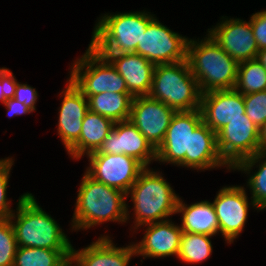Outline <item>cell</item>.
<instances>
[{
    "instance_id": "obj_11",
    "label": "cell",
    "mask_w": 266,
    "mask_h": 266,
    "mask_svg": "<svg viewBox=\"0 0 266 266\" xmlns=\"http://www.w3.org/2000/svg\"><path fill=\"white\" fill-rule=\"evenodd\" d=\"M88 157L90 167L86 173L90 177L127 195L145 168L137 159L125 154L90 153Z\"/></svg>"
},
{
    "instance_id": "obj_29",
    "label": "cell",
    "mask_w": 266,
    "mask_h": 266,
    "mask_svg": "<svg viewBox=\"0 0 266 266\" xmlns=\"http://www.w3.org/2000/svg\"><path fill=\"white\" fill-rule=\"evenodd\" d=\"M248 185L252 189V205L259 210L266 208V160L259 165V170L250 177Z\"/></svg>"
},
{
    "instance_id": "obj_9",
    "label": "cell",
    "mask_w": 266,
    "mask_h": 266,
    "mask_svg": "<svg viewBox=\"0 0 266 266\" xmlns=\"http://www.w3.org/2000/svg\"><path fill=\"white\" fill-rule=\"evenodd\" d=\"M218 151L229 168L260 150L259 128L247 117L235 118L217 133Z\"/></svg>"
},
{
    "instance_id": "obj_24",
    "label": "cell",
    "mask_w": 266,
    "mask_h": 266,
    "mask_svg": "<svg viewBox=\"0 0 266 266\" xmlns=\"http://www.w3.org/2000/svg\"><path fill=\"white\" fill-rule=\"evenodd\" d=\"M72 250L18 247L13 266H70Z\"/></svg>"
},
{
    "instance_id": "obj_17",
    "label": "cell",
    "mask_w": 266,
    "mask_h": 266,
    "mask_svg": "<svg viewBox=\"0 0 266 266\" xmlns=\"http://www.w3.org/2000/svg\"><path fill=\"white\" fill-rule=\"evenodd\" d=\"M124 78L133 97L148 96L152 86L155 64L137 53L101 54Z\"/></svg>"
},
{
    "instance_id": "obj_14",
    "label": "cell",
    "mask_w": 266,
    "mask_h": 266,
    "mask_svg": "<svg viewBox=\"0 0 266 266\" xmlns=\"http://www.w3.org/2000/svg\"><path fill=\"white\" fill-rule=\"evenodd\" d=\"M202 121L218 132L235 118H245L243 94L235 89L216 90L201 94Z\"/></svg>"
},
{
    "instance_id": "obj_18",
    "label": "cell",
    "mask_w": 266,
    "mask_h": 266,
    "mask_svg": "<svg viewBox=\"0 0 266 266\" xmlns=\"http://www.w3.org/2000/svg\"><path fill=\"white\" fill-rule=\"evenodd\" d=\"M59 111L58 133L68 150L80 137L88 100L69 79Z\"/></svg>"
},
{
    "instance_id": "obj_36",
    "label": "cell",
    "mask_w": 266,
    "mask_h": 266,
    "mask_svg": "<svg viewBox=\"0 0 266 266\" xmlns=\"http://www.w3.org/2000/svg\"><path fill=\"white\" fill-rule=\"evenodd\" d=\"M256 60L259 61L266 69V48L260 49L257 52Z\"/></svg>"
},
{
    "instance_id": "obj_26",
    "label": "cell",
    "mask_w": 266,
    "mask_h": 266,
    "mask_svg": "<svg viewBox=\"0 0 266 266\" xmlns=\"http://www.w3.org/2000/svg\"><path fill=\"white\" fill-rule=\"evenodd\" d=\"M210 235L183 232L177 257L187 263L206 260L212 252Z\"/></svg>"
},
{
    "instance_id": "obj_32",
    "label": "cell",
    "mask_w": 266,
    "mask_h": 266,
    "mask_svg": "<svg viewBox=\"0 0 266 266\" xmlns=\"http://www.w3.org/2000/svg\"><path fill=\"white\" fill-rule=\"evenodd\" d=\"M259 142L261 151H259L256 155L252 157L240 161L233 169H240L245 172L250 171L251 167H253L256 162L266 157V121L259 128Z\"/></svg>"
},
{
    "instance_id": "obj_19",
    "label": "cell",
    "mask_w": 266,
    "mask_h": 266,
    "mask_svg": "<svg viewBox=\"0 0 266 266\" xmlns=\"http://www.w3.org/2000/svg\"><path fill=\"white\" fill-rule=\"evenodd\" d=\"M139 244L133 245L137 255L146 257H166L178 255L182 229L169 220L150 223Z\"/></svg>"
},
{
    "instance_id": "obj_3",
    "label": "cell",
    "mask_w": 266,
    "mask_h": 266,
    "mask_svg": "<svg viewBox=\"0 0 266 266\" xmlns=\"http://www.w3.org/2000/svg\"><path fill=\"white\" fill-rule=\"evenodd\" d=\"M80 185L72 221L75 229L90 228L105 221L126 222L127 194L94 180L87 173Z\"/></svg>"
},
{
    "instance_id": "obj_34",
    "label": "cell",
    "mask_w": 266,
    "mask_h": 266,
    "mask_svg": "<svg viewBox=\"0 0 266 266\" xmlns=\"http://www.w3.org/2000/svg\"><path fill=\"white\" fill-rule=\"evenodd\" d=\"M37 91L27 84L17 83L15 88L14 99L23 103L32 112L35 110V103L37 100Z\"/></svg>"
},
{
    "instance_id": "obj_6",
    "label": "cell",
    "mask_w": 266,
    "mask_h": 266,
    "mask_svg": "<svg viewBox=\"0 0 266 266\" xmlns=\"http://www.w3.org/2000/svg\"><path fill=\"white\" fill-rule=\"evenodd\" d=\"M153 18L145 12L105 15L94 28L89 46L99 54L133 53Z\"/></svg>"
},
{
    "instance_id": "obj_15",
    "label": "cell",
    "mask_w": 266,
    "mask_h": 266,
    "mask_svg": "<svg viewBox=\"0 0 266 266\" xmlns=\"http://www.w3.org/2000/svg\"><path fill=\"white\" fill-rule=\"evenodd\" d=\"M221 231L228 243L239 235L245 225L248 214V201L244 187H224L212 203Z\"/></svg>"
},
{
    "instance_id": "obj_13",
    "label": "cell",
    "mask_w": 266,
    "mask_h": 266,
    "mask_svg": "<svg viewBox=\"0 0 266 266\" xmlns=\"http://www.w3.org/2000/svg\"><path fill=\"white\" fill-rule=\"evenodd\" d=\"M92 153L125 154L137 159L144 167L156 160V150L129 120L115 122L99 149Z\"/></svg>"
},
{
    "instance_id": "obj_10",
    "label": "cell",
    "mask_w": 266,
    "mask_h": 266,
    "mask_svg": "<svg viewBox=\"0 0 266 266\" xmlns=\"http://www.w3.org/2000/svg\"><path fill=\"white\" fill-rule=\"evenodd\" d=\"M188 41L153 18L134 53L155 65L176 63L187 60Z\"/></svg>"
},
{
    "instance_id": "obj_27",
    "label": "cell",
    "mask_w": 266,
    "mask_h": 266,
    "mask_svg": "<svg viewBox=\"0 0 266 266\" xmlns=\"http://www.w3.org/2000/svg\"><path fill=\"white\" fill-rule=\"evenodd\" d=\"M13 213L10 218L0 220V266H13L18 249L14 228L12 226Z\"/></svg>"
},
{
    "instance_id": "obj_12",
    "label": "cell",
    "mask_w": 266,
    "mask_h": 266,
    "mask_svg": "<svg viewBox=\"0 0 266 266\" xmlns=\"http://www.w3.org/2000/svg\"><path fill=\"white\" fill-rule=\"evenodd\" d=\"M175 110L149 96L134 97L131 103V121L151 146L157 150L163 143Z\"/></svg>"
},
{
    "instance_id": "obj_16",
    "label": "cell",
    "mask_w": 266,
    "mask_h": 266,
    "mask_svg": "<svg viewBox=\"0 0 266 266\" xmlns=\"http://www.w3.org/2000/svg\"><path fill=\"white\" fill-rule=\"evenodd\" d=\"M208 32L212 39L238 63L256 59L259 49L250 21L226 20Z\"/></svg>"
},
{
    "instance_id": "obj_28",
    "label": "cell",
    "mask_w": 266,
    "mask_h": 266,
    "mask_svg": "<svg viewBox=\"0 0 266 266\" xmlns=\"http://www.w3.org/2000/svg\"><path fill=\"white\" fill-rule=\"evenodd\" d=\"M243 97L245 114L260 128L266 121V91L245 94Z\"/></svg>"
},
{
    "instance_id": "obj_31",
    "label": "cell",
    "mask_w": 266,
    "mask_h": 266,
    "mask_svg": "<svg viewBox=\"0 0 266 266\" xmlns=\"http://www.w3.org/2000/svg\"><path fill=\"white\" fill-rule=\"evenodd\" d=\"M250 24L258 49L266 48V11L253 14Z\"/></svg>"
},
{
    "instance_id": "obj_2",
    "label": "cell",
    "mask_w": 266,
    "mask_h": 266,
    "mask_svg": "<svg viewBox=\"0 0 266 266\" xmlns=\"http://www.w3.org/2000/svg\"><path fill=\"white\" fill-rule=\"evenodd\" d=\"M187 62L201 93L234 89L239 63L209 34L203 42L188 41Z\"/></svg>"
},
{
    "instance_id": "obj_4",
    "label": "cell",
    "mask_w": 266,
    "mask_h": 266,
    "mask_svg": "<svg viewBox=\"0 0 266 266\" xmlns=\"http://www.w3.org/2000/svg\"><path fill=\"white\" fill-rule=\"evenodd\" d=\"M18 247L72 250L56 221L40 208L32 194L21 196L17 221L12 222Z\"/></svg>"
},
{
    "instance_id": "obj_8",
    "label": "cell",
    "mask_w": 266,
    "mask_h": 266,
    "mask_svg": "<svg viewBox=\"0 0 266 266\" xmlns=\"http://www.w3.org/2000/svg\"><path fill=\"white\" fill-rule=\"evenodd\" d=\"M84 68L86 70L82 72ZM70 80L86 98L104 92L129 93L124 78L91 46L74 64Z\"/></svg>"
},
{
    "instance_id": "obj_7",
    "label": "cell",
    "mask_w": 266,
    "mask_h": 266,
    "mask_svg": "<svg viewBox=\"0 0 266 266\" xmlns=\"http://www.w3.org/2000/svg\"><path fill=\"white\" fill-rule=\"evenodd\" d=\"M135 208L136 226L165 221L177 213L179 197L164 178L145 167L130 190Z\"/></svg>"
},
{
    "instance_id": "obj_35",
    "label": "cell",
    "mask_w": 266,
    "mask_h": 266,
    "mask_svg": "<svg viewBox=\"0 0 266 266\" xmlns=\"http://www.w3.org/2000/svg\"><path fill=\"white\" fill-rule=\"evenodd\" d=\"M5 106L8 109V115L12 114V116L31 113L32 111L27 108L23 103H20L14 98L7 99L5 102ZM10 117V116H9Z\"/></svg>"
},
{
    "instance_id": "obj_30",
    "label": "cell",
    "mask_w": 266,
    "mask_h": 266,
    "mask_svg": "<svg viewBox=\"0 0 266 266\" xmlns=\"http://www.w3.org/2000/svg\"><path fill=\"white\" fill-rule=\"evenodd\" d=\"M13 161L11 159L0 160V220L11 217L9 202L6 198V189L8 184L9 172Z\"/></svg>"
},
{
    "instance_id": "obj_25",
    "label": "cell",
    "mask_w": 266,
    "mask_h": 266,
    "mask_svg": "<svg viewBox=\"0 0 266 266\" xmlns=\"http://www.w3.org/2000/svg\"><path fill=\"white\" fill-rule=\"evenodd\" d=\"M234 89L243 95L266 91V69L256 59L239 62Z\"/></svg>"
},
{
    "instance_id": "obj_23",
    "label": "cell",
    "mask_w": 266,
    "mask_h": 266,
    "mask_svg": "<svg viewBox=\"0 0 266 266\" xmlns=\"http://www.w3.org/2000/svg\"><path fill=\"white\" fill-rule=\"evenodd\" d=\"M133 96L130 93H98L87 98L88 108L114 122L129 120Z\"/></svg>"
},
{
    "instance_id": "obj_33",
    "label": "cell",
    "mask_w": 266,
    "mask_h": 266,
    "mask_svg": "<svg viewBox=\"0 0 266 266\" xmlns=\"http://www.w3.org/2000/svg\"><path fill=\"white\" fill-rule=\"evenodd\" d=\"M12 72L6 68H0V100L5 104L7 99L14 98L15 88L18 82Z\"/></svg>"
},
{
    "instance_id": "obj_5",
    "label": "cell",
    "mask_w": 266,
    "mask_h": 266,
    "mask_svg": "<svg viewBox=\"0 0 266 266\" xmlns=\"http://www.w3.org/2000/svg\"><path fill=\"white\" fill-rule=\"evenodd\" d=\"M201 94L187 60L155 66L150 98L180 112L200 109Z\"/></svg>"
},
{
    "instance_id": "obj_1",
    "label": "cell",
    "mask_w": 266,
    "mask_h": 266,
    "mask_svg": "<svg viewBox=\"0 0 266 266\" xmlns=\"http://www.w3.org/2000/svg\"><path fill=\"white\" fill-rule=\"evenodd\" d=\"M156 159L195 169L227 165L219 154L216 132L202 121L200 109L174 114Z\"/></svg>"
},
{
    "instance_id": "obj_22",
    "label": "cell",
    "mask_w": 266,
    "mask_h": 266,
    "mask_svg": "<svg viewBox=\"0 0 266 266\" xmlns=\"http://www.w3.org/2000/svg\"><path fill=\"white\" fill-rule=\"evenodd\" d=\"M177 212L183 213L181 224L183 232L210 236L219 232V223L214 206L208 201L197 202L187 207L179 198Z\"/></svg>"
},
{
    "instance_id": "obj_20",
    "label": "cell",
    "mask_w": 266,
    "mask_h": 266,
    "mask_svg": "<svg viewBox=\"0 0 266 266\" xmlns=\"http://www.w3.org/2000/svg\"><path fill=\"white\" fill-rule=\"evenodd\" d=\"M133 245L118 248L110 239L101 237L90 246L78 251L72 247L70 266H127L131 257L135 255Z\"/></svg>"
},
{
    "instance_id": "obj_21",
    "label": "cell",
    "mask_w": 266,
    "mask_h": 266,
    "mask_svg": "<svg viewBox=\"0 0 266 266\" xmlns=\"http://www.w3.org/2000/svg\"><path fill=\"white\" fill-rule=\"evenodd\" d=\"M115 122L90 110L84 116L79 139L67 150L73 158H81L99 149Z\"/></svg>"
}]
</instances>
